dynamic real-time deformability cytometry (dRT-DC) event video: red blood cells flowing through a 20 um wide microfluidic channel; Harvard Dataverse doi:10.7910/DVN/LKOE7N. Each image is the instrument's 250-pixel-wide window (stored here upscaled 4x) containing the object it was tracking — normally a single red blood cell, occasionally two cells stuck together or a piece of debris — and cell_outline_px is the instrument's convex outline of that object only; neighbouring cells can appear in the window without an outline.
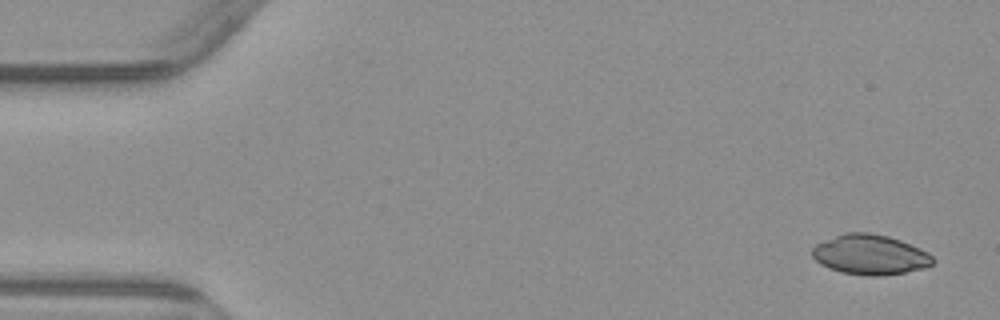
{"species": "common noctule bat (a hibernating species)", "species_latin": "Nyctalus noctula", "temperature_condition": "warm", "stored_images_in_passage": 4, "camera_frame_rate_fps": 3000, "um_per_image_px": 0.085, "animal": {"sex": "male", "body_mass_g": 23.1, "forearm_length_mm": 52.7}, "frame": {"image": 1, "passage_image": 1, "time_ms": 0.0, "image_size_px": [1000, 320], "cell_outline_px": [[936, 260], [932, 264], [924, 268], [904, 272], [880, 276], [864, 276], [840, 272], [828, 268], [820, 264], [812, 256], [812, 248], [816, 244], [844, 232], [868, 232], [888, 236], [900, 240], [920, 248], [928, 252]], "centroid_in_image_um": [73.95, 21.65], "position_along_channel_um": 11.0, "area_um2": 28.26}}